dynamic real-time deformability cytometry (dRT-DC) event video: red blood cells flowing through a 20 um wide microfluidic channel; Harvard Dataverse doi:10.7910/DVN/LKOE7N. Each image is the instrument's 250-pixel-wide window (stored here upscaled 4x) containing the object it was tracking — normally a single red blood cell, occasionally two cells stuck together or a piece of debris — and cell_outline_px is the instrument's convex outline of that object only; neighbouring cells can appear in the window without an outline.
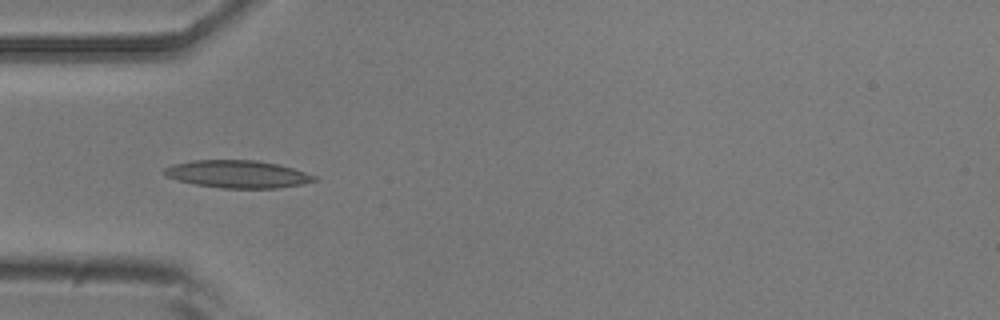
{"species": "common noctule bat (a hibernating species)", "species_latin": "Nyctalus noctula", "temperature_condition": "room temperature", "stored_images_in_passage": 7, "camera_frame_rate_fps": 3000, "um_per_image_px": 0.085, "animal": {"sex": "male", "body_mass_g": 20.5, "forearm_length_mm": 52.5}, "frame": {"image": 1, "passage_image": 4, "time_ms": 1.0, "image_size_px": [1000, 320], "cell_outline_px": [[316, 180], [300, 184], [280, 188], [220, 188], [196, 184], [176, 180], [168, 176], [164, 172], [164, 168], [172, 164], [192, 160], [256, 160], [276, 164], [292, 168], [316, 176]], "centroid_in_image_um": [20.16, 14.8], "position_along_channel_um": 64.8, "area_um2": 23.87}}
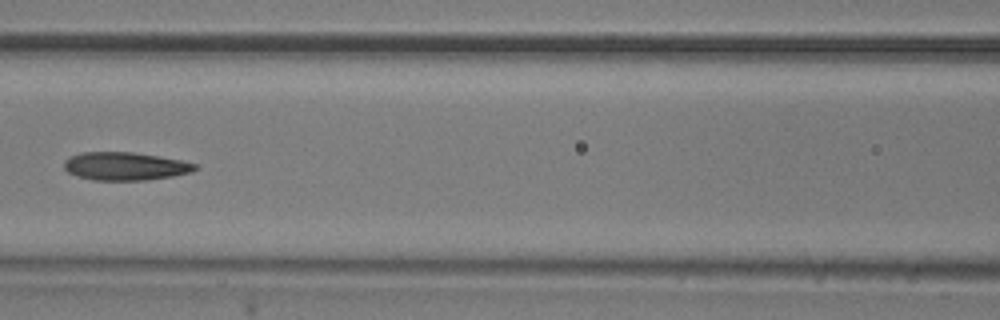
{"frame": {"image": 2, "passage_image": 6, "time_ms": 1.667, "image_size_px": [1000, 320], "cell_outline_px": [[200, 168], [192, 172], [172, 176], [144, 180], [92, 180], [76, 176], [68, 172], [64, 168], [64, 160], [80, 152], [132, 152], [160, 156], [180, 160], [196, 164]], "centroid_in_image_um": [10.64, 14.13], "position_along_channel_um": 156.0, "area_um2": 21.5}}
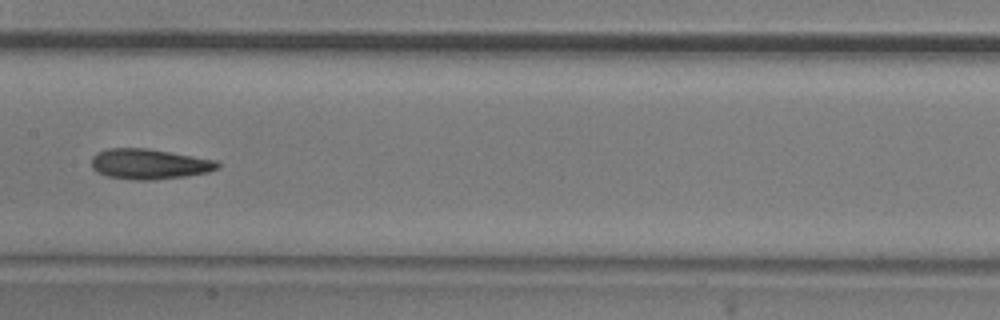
{"frame": {"image": 3, "passage_image": 7, "time_ms": 2.0, "image_size_px": [1000, 320], "cell_outline_px": [[220, 168], [208, 172], [188, 176], [152, 180], [136, 180], [108, 176], [96, 172], [92, 168], [92, 156], [96, 152], [108, 148], [144, 148], [216, 160], [220, 164]], "centroid_in_image_um": [12.67, 13.95], "position_along_channel_um": 194.7, "area_um2": 22.25}}